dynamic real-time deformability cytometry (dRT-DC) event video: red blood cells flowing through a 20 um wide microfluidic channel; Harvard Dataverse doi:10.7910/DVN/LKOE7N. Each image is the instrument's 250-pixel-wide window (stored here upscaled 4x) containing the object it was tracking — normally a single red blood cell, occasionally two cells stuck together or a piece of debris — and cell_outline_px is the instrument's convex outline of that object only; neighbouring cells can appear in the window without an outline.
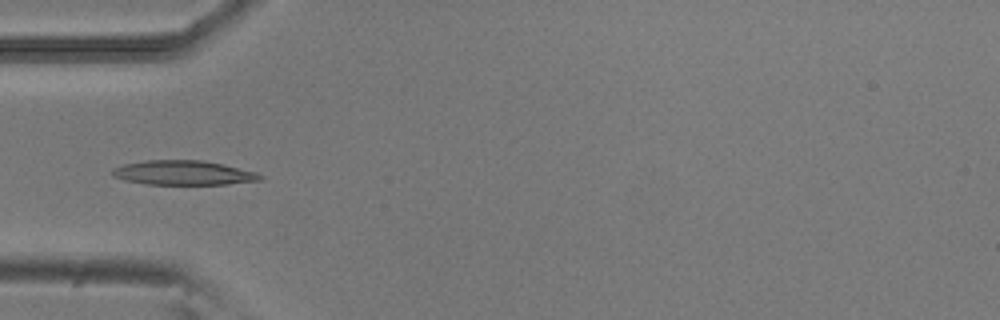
{"species": "common noctule bat (a hibernating species)", "species_latin": "Nyctalus noctula", "temperature_condition": "room temperature", "stored_images_in_passage": 6, "camera_frame_rate_fps": 3000, "um_per_image_px": 0.085, "animal": {"sex": "male", "body_mass_g": 20.5, "forearm_length_mm": 52.5}, "frame": {"image": 1, "passage_image": 5, "time_ms": 1.333, "image_size_px": [1000, 320], "cell_outline_px": [[264, 176], [260, 180], [228, 184], [144, 184], [124, 180], [112, 176], [112, 168], [124, 164], [148, 160], [204, 160], [224, 164], [256, 172]], "centroid_in_image_um": [15.58, 14.68], "position_along_channel_um": 69.4, "area_um2": 21.1}}
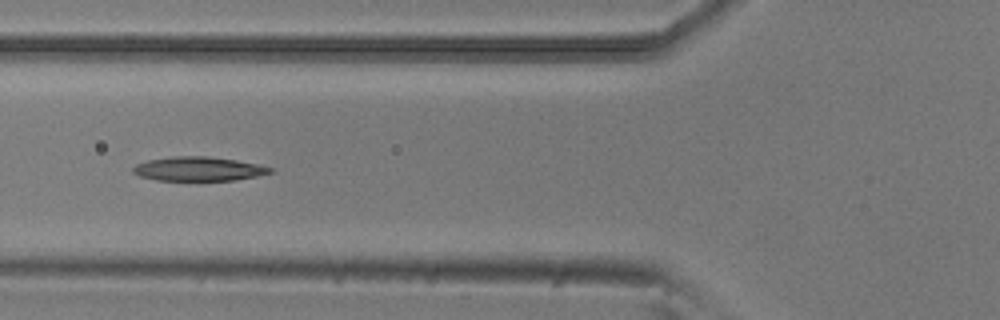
{"frame": {"image": 2, "passage_image": 6, "time_ms": 1.667, "image_size_px": [1000, 320], "cell_outline_px": [[276, 172], [236, 180], [156, 180], [140, 176], [132, 172], [132, 168], [136, 164], [148, 160], [172, 156], [208, 156], [236, 160], [256, 164], [272, 168]], "centroid_in_image_um": [16.87, 14.35], "position_along_channel_um": 108.9, "area_um2": 19.25}}